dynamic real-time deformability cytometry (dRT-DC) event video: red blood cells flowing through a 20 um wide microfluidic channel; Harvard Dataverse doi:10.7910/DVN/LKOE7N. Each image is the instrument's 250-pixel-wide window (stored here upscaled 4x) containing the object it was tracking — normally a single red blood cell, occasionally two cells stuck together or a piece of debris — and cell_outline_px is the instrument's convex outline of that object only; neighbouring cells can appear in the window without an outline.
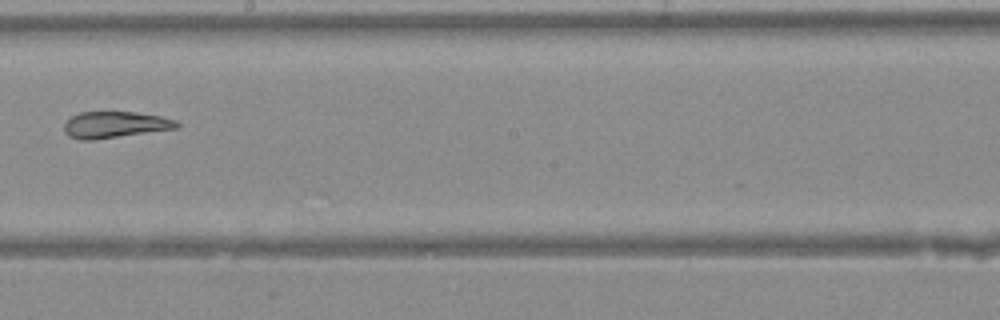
{"species": "Egyptian fruit bat (a non-hibernating species)", "species_latin": "Rousettus aegyptiacus", "temperature_condition": "warm", "stored_images_in_passage": 16, "camera_frame_rate_fps": 3000, "um_per_image_px": 0.085, "animal": {"sex": "female"}, "frame": {"image": 1, "passage_image": 11, "time_ms": 3.333, "image_size_px": [1000, 320], "cell_outline_px": [[180, 128], [92, 140], [80, 140], [68, 136], [64, 132], [64, 124], [72, 116], [80, 112], [132, 112], [160, 116], [176, 120], [180, 124]], "centroid_in_image_um": [9.78, 10.61], "position_along_channel_um": 238.4, "area_um2": 17.34}}
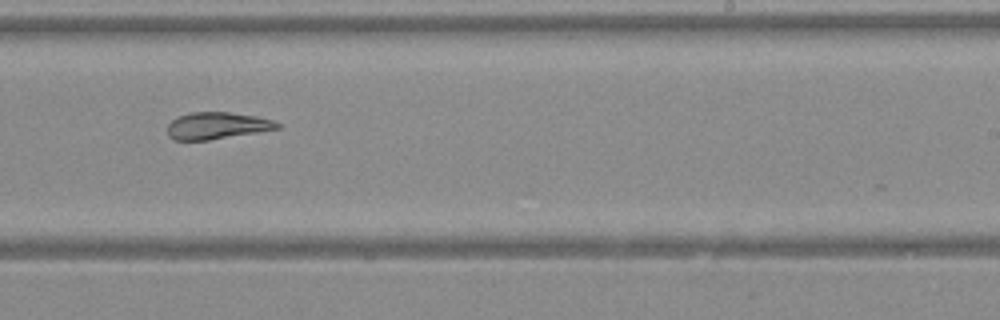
{"frame": {"image": 2, "passage_image": 13, "time_ms": 4.0, "image_size_px": [1000, 320], "cell_outline_px": [[280, 128], [208, 140], [172, 140], [168, 136], [168, 124], [172, 120], [188, 112], [228, 112], [256, 116], [272, 120], [280, 124]], "centroid_in_image_um": [18.41, 10.68], "position_along_channel_um": 270.6, "area_um2": 17.05}}
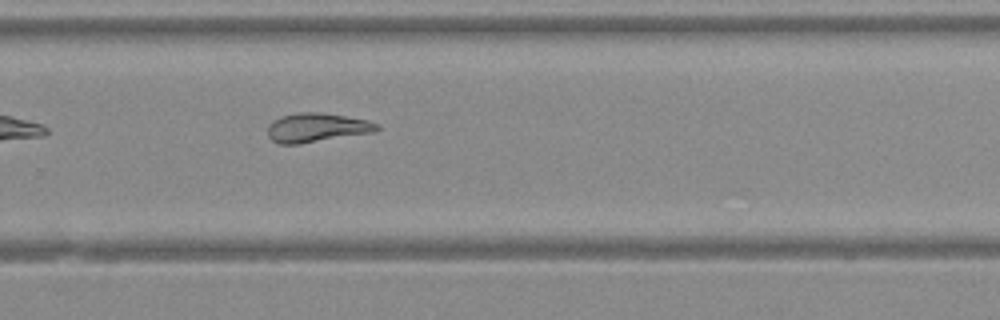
{"frame": {"image": 3, "passage_image": 15, "time_ms": 4.667, "image_size_px": [1000, 320], "cell_outline_px": [[380, 128], [376, 132], [300, 144], [280, 144], [272, 140], [268, 136], [268, 124], [272, 120], [280, 116], [296, 112], [324, 112], [368, 120], [380, 124]], "centroid_in_image_um": [26.94, 10.84], "position_along_channel_um": 302.9, "area_um2": 18.9}}